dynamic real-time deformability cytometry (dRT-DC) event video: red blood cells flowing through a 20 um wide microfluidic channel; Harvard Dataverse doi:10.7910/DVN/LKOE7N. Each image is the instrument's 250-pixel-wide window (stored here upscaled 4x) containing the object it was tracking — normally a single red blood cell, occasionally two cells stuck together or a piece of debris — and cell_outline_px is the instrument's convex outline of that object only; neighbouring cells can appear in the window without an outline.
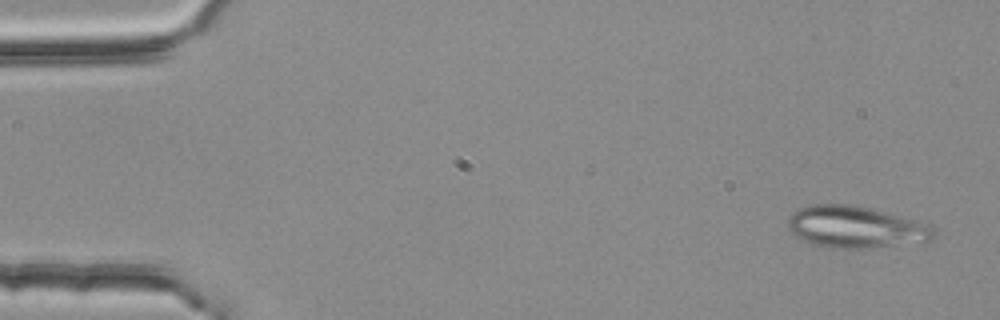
{"species": "common noctule bat (a hibernating species)", "species_latin": "Nyctalus noctula", "temperature_condition": "room temperature", "stored_images_in_passage": 4, "camera_frame_rate_fps": 3000, "um_per_image_px": 0.085, "animal": {"sex": "female", "body_mass_g": 25.1}, "frame": {"image": 1, "passage_image": 1, "time_ms": 0.0, "image_size_px": [1000, 320], "cell_outline_px": [[936, 236], [928, 240], [872, 248], [824, 248], [804, 240], [796, 236], [788, 228], [788, 216], [792, 212], [800, 208], [812, 204], [852, 204], [920, 220], [932, 224], [936, 228]], "centroid_in_image_um": [72.75, 19.29], "position_along_channel_um": 12.2, "area_um2": 35.84}}